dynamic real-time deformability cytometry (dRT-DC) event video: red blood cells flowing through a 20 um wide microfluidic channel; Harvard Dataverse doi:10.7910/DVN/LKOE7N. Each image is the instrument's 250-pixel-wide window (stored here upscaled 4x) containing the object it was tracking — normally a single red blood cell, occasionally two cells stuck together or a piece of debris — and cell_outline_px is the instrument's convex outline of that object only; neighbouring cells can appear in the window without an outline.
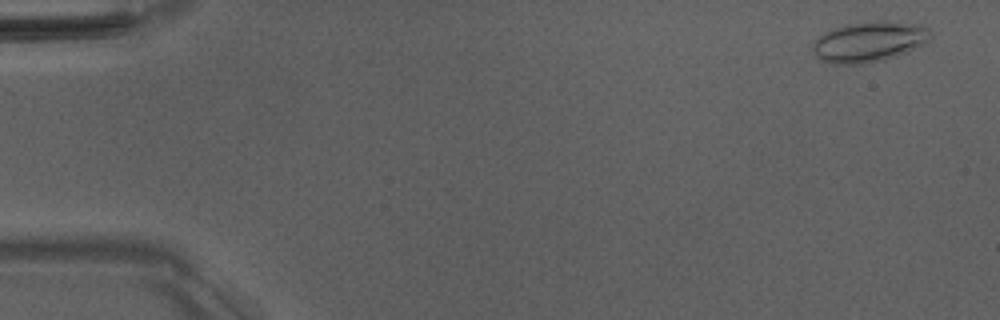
{"species": "Egyptian fruit bat (a non-hibernating species)", "species_latin": "Rousettus aegyptiacus", "temperature_condition": "room temperature", "stored_images_in_passage": 52, "camera_frame_rate_fps": 3000, "um_per_image_px": 0.085, "animal": {"sex": "male"}, "frame": {"image": 1, "passage_image": 3, "time_ms": 0.667, "image_size_px": [1000, 320], "cell_outline_px": [[932, 36], [924, 44], [896, 56], [884, 60], [860, 64], [832, 64], [820, 60], [816, 56], [812, 48], [812, 44], [824, 32], [832, 28], [848, 24], [876, 20], [884, 20], [924, 24], [932, 32]], "centroid_in_image_um": [73.9, 3.53], "position_along_channel_um": 11.1, "area_um2": 28.09}}
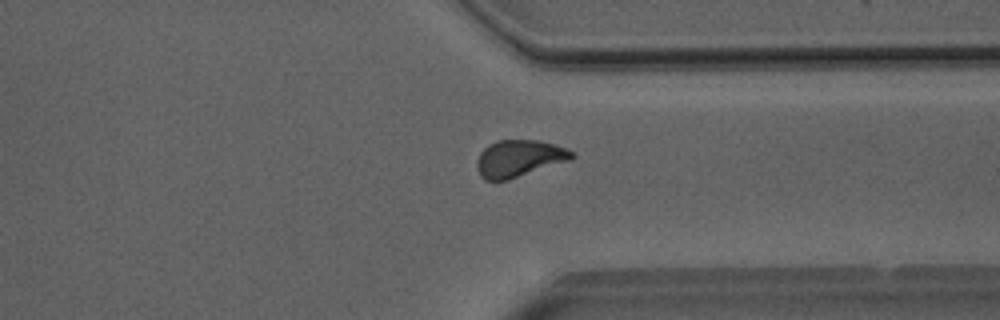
{"frame": {"image": 2, "passage_image": 40, "time_ms": 13.0, "image_size_px": [1000, 320], "cell_outline_px": [[576, 156], [572, 160], [508, 180], [484, 180], [480, 176], [476, 164], [476, 160], [480, 152], [488, 144], [496, 140], [536, 140], [568, 148]], "centroid_in_image_um": [44.12, 13.47], "position_along_channel_um": 367.3, "area_um2": 20.63}}
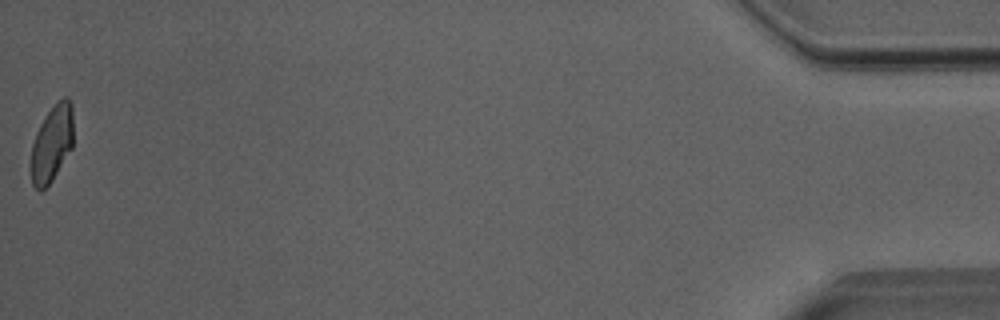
{"frame": {"image": 3, "passage_image": 52, "time_ms": 17.0, "image_size_px": [1000, 320], "cell_outline_px": [[72, 148], [52, 180], [44, 188], [36, 188], [32, 184], [32, 144], [36, 132], [40, 124], [48, 112], [64, 96], [68, 96], [72, 104]], "centroid_in_image_um": [4.43, 12.16], "position_along_channel_um": 430.8, "area_um2": 18.38}, "authors_computed_cell_mechanics": {"area_um2": 20.6635, "velocity_mm_per_s": 4.0228, "shape_relaxation_time_tau1_ms": 6.1379, "shape_relaxation_time_tau2_ms": 1.5508, "deformation_change_tau1": 0.1425, "deformation_change_tau2": 0.0736}}